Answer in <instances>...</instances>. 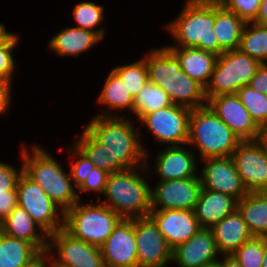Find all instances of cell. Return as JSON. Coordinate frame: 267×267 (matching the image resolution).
<instances>
[{
  "instance_id": "obj_38",
  "label": "cell",
  "mask_w": 267,
  "mask_h": 267,
  "mask_svg": "<svg viewBox=\"0 0 267 267\" xmlns=\"http://www.w3.org/2000/svg\"><path fill=\"white\" fill-rule=\"evenodd\" d=\"M108 177V172L94 167L87 175L84 183L77 189L79 201H81V193L89 194L91 191L98 196L96 201H99L102 198L101 195L104 194Z\"/></svg>"
},
{
  "instance_id": "obj_49",
  "label": "cell",
  "mask_w": 267,
  "mask_h": 267,
  "mask_svg": "<svg viewBox=\"0 0 267 267\" xmlns=\"http://www.w3.org/2000/svg\"><path fill=\"white\" fill-rule=\"evenodd\" d=\"M262 267H267V238L264 237V254H263Z\"/></svg>"
},
{
  "instance_id": "obj_47",
  "label": "cell",
  "mask_w": 267,
  "mask_h": 267,
  "mask_svg": "<svg viewBox=\"0 0 267 267\" xmlns=\"http://www.w3.org/2000/svg\"><path fill=\"white\" fill-rule=\"evenodd\" d=\"M4 24L0 23V43L10 34Z\"/></svg>"
},
{
  "instance_id": "obj_25",
  "label": "cell",
  "mask_w": 267,
  "mask_h": 267,
  "mask_svg": "<svg viewBox=\"0 0 267 267\" xmlns=\"http://www.w3.org/2000/svg\"><path fill=\"white\" fill-rule=\"evenodd\" d=\"M180 61L181 70L204 88L209 84L217 55L196 47H167Z\"/></svg>"
},
{
  "instance_id": "obj_13",
  "label": "cell",
  "mask_w": 267,
  "mask_h": 267,
  "mask_svg": "<svg viewBox=\"0 0 267 267\" xmlns=\"http://www.w3.org/2000/svg\"><path fill=\"white\" fill-rule=\"evenodd\" d=\"M138 267H168L172 249L148 217L133 218Z\"/></svg>"
},
{
  "instance_id": "obj_35",
  "label": "cell",
  "mask_w": 267,
  "mask_h": 267,
  "mask_svg": "<svg viewBox=\"0 0 267 267\" xmlns=\"http://www.w3.org/2000/svg\"><path fill=\"white\" fill-rule=\"evenodd\" d=\"M20 40V35L17 32H11L0 43V78L13 82L16 70V59H14L13 52Z\"/></svg>"
},
{
  "instance_id": "obj_44",
  "label": "cell",
  "mask_w": 267,
  "mask_h": 267,
  "mask_svg": "<svg viewBox=\"0 0 267 267\" xmlns=\"http://www.w3.org/2000/svg\"><path fill=\"white\" fill-rule=\"evenodd\" d=\"M24 267H52V260L47 251L41 252Z\"/></svg>"
},
{
  "instance_id": "obj_22",
  "label": "cell",
  "mask_w": 267,
  "mask_h": 267,
  "mask_svg": "<svg viewBox=\"0 0 267 267\" xmlns=\"http://www.w3.org/2000/svg\"><path fill=\"white\" fill-rule=\"evenodd\" d=\"M96 101L101 107L106 108L104 111L101 109V113L99 112L94 116L126 117V115L130 113L133 114L134 98L127 90L120 77L112 69L106 76ZM119 111L120 113L121 111L126 113L128 111V113L122 112V114H120Z\"/></svg>"
},
{
  "instance_id": "obj_7",
  "label": "cell",
  "mask_w": 267,
  "mask_h": 267,
  "mask_svg": "<svg viewBox=\"0 0 267 267\" xmlns=\"http://www.w3.org/2000/svg\"><path fill=\"white\" fill-rule=\"evenodd\" d=\"M91 202L84 204L81 200L67 209L64 229L73 237L100 248L123 218L107 205Z\"/></svg>"
},
{
  "instance_id": "obj_18",
  "label": "cell",
  "mask_w": 267,
  "mask_h": 267,
  "mask_svg": "<svg viewBox=\"0 0 267 267\" xmlns=\"http://www.w3.org/2000/svg\"><path fill=\"white\" fill-rule=\"evenodd\" d=\"M100 250L105 267H138L133 218H123Z\"/></svg>"
},
{
  "instance_id": "obj_16",
  "label": "cell",
  "mask_w": 267,
  "mask_h": 267,
  "mask_svg": "<svg viewBox=\"0 0 267 267\" xmlns=\"http://www.w3.org/2000/svg\"><path fill=\"white\" fill-rule=\"evenodd\" d=\"M194 153L188 144L164 146L161 151L158 150L152 169L148 161L145 165L150 175L155 173L160 181L198 177L199 158Z\"/></svg>"
},
{
  "instance_id": "obj_21",
  "label": "cell",
  "mask_w": 267,
  "mask_h": 267,
  "mask_svg": "<svg viewBox=\"0 0 267 267\" xmlns=\"http://www.w3.org/2000/svg\"><path fill=\"white\" fill-rule=\"evenodd\" d=\"M102 40L93 31L67 25L49 39L47 47L60 57H77L95 48Z\"/></svg>"
},
{
  "instance_id": "obj_26",
  "label": "cell",
  "mask_w": 267,
  "mask_h": 267,
  "mask_svg": "<svg viewBox=\"0 0 267 267\" xmlns=\"http://www.w3.org/2000/svg\"><path fill=\"white\" fill-rule=\"evenodd\" d=\"M211 229L221 255H231L242 244L253 237L237 209L215 224Z\"/></svg>"
},
{
  "instance_id": "obj_46",
  "label": "cell",
  "mask_w": 267,
  "mask_h": 267,
  "mask_svg": "<svg viewBox=\"0 0 267 267\" xmlns=\"http://www.w3.org/2000/svg\"><path fill=\"white\" fill-rule=\"evenodd\" d=\"M219 260L223 263V267H243L232 255H222Z\"/></svg>"
},
{
  "instance_id": "obj_6",
  "label": "cell",
  "mask_w": 267,
  "mask_h": 267,
  "mask_svg": "<svg viewBox=\"0 0 267 267\" xmlns=\"http://www.w3.org/2000/svg\"><path fill=\"white\" fill-rule=\"evenodd\" d=\"M241 141L208 105L191 110L188 145L199 161L230 157Z\"/></svg>"
},
{
  "instance_id": "obj_14",
  "label": "cell",
  "mask_w": 267,
  "mask_h": 267,
  "mask_svg": "<svg viewBox=\"0 0 267 267\" xmlns=\"http://www.w3.org/2000/svg\"><path fill=\"white\" fill-rule=\"evenodd\" d=\"M151 187V209L194 210L202 189L200 177L160 181Z\"/></svg>"
},
{
  "instance_id": "obj_4",
  "label": "cell",
  "mask_w": 267,
  "mask_h": 267,
  "mask_svg": "<svg viewBox=\"0 0 267 267\" xmlns=\"http://www.w3.org/2000/svg\"><path fill=\"white\" fill-rule=\"evenodd\" d=\"M20 146L19 159H22L23 172L37 183L51 200L64 211L79 201L70 171L67 173L56 157L35 143L31 147L26 143Z\"/></svg>"
},
{
  "instance_id": "obj_20",
  "label": "cell",
  "mask_w": 267,
  "mask_h": 267,
  "mask_svg": "<svg viewBox=\"0 0 267 267\" xmlns=\"http://www.w3.org/2000/svg\"><path fill=\"white\" fill-rule=\"evenodd\" d=\"M221 253L216 246L211 228H200L186 243L172 251V263L177 267H203L219 260Z\"/></svg>"
},
{
  "instance_id": "obj_1",
  "label": "cell",
  "mask_w": 267,
  "mask_h": 267,
  "mask_svg": "<svg viewBox=\"0 0 267 267\" xmlns=\"http://www.w3.org/2000/svg\"><path fill=\"white\" fill-rule=\"evenodd\" d=\"M135 124L130 115L93 116L73 143L95 167L108 173L139 167L150 161L151 155L141 141L142 131Z\"/></svg>"
},
{
  "instance_id": "obj_42",
  "label": "cell",
  "mask_w": 267,
  "mask_h": 267,
  "mask_svg": "<svg viewBox=\"0 0 267 267\" xmlns=\"http://www.w3.org/2000/svg\"><path fill=\"white\" fill-rule=\"evenodd\" d=\"M248 85L255 91L267 95V63L257 68Z\"/></svg>"
},
{
  "instance_id": "obj_39",
  "label": "cell",
  "mask_w": 267,
  "mask_h": 267,
  "mask_svg": "<svg viewBox=\"0 0 267 267\" xmlns=\"http://www.w3.org/2000/svg\"><path fill=\"white\" fill-rule=\"evenodd\" d=\"M262 0H219L227 10L234 12L245 23L254 22L257 18Z\"/></svg>"
},
{
  "instance_id": "obj_10",
  "label": "cell",
  "mask_w": 267,
  "mask_h": 267,
  "mask_svg": "<svg viewBox=\"0 0 267 267\" xmlns=\"http://www.w3.org/2000/svg\"><path fill=\"white\" fill-rule=\"evenodd\" d=\"M191 109L172 104L144 115L140 126H146L154 142L164 146L188 144Z\"/></svg>"
},
{
  "instance_id": "obj_24",
  "label": "cell",
  "mask_w": 267,
  "mask_h": 267,
  "mask_svg": "<svg viewBox=\"0 0 267 267\" xmlns=\"http://www.w3.org/2000/svg\"><path fill=\"white\" fill-rule=\"evenodd\" d=\"M0 231L10 237L32 243L40 252L47 251L48 235L19 205L2 221Z\"/></svg>"
},
{
  "instance_id": "obj_3",
  "label": "cell",
  "mask_w": 267,
  "mask_h": 267,
  "mask_svg": "<svg viewBox=\"0 0 267 267\" xmlns=\"http://www.w3.org/2000/svg\"><path fill=\"white\" fill-rule=\"evenodd\" d=\"M215 1L185 0L182 10L164 28L175 41L166 47H196L220 55L214 32Z\"/></svg>"
},
{
  "instance_id": "obj_23",
  "label": "cell",
  "mask_w": 267,
  "mask_h": 267,
  "mask_svg": "<svg viewBox=\"0 0 267 267\" xmlns=\"http://www.w3.org/2000/svg\"><path fill=\"white\" fill-rule=\"evenodd\" d=\"M237 209V200L222 192L201 189L194 208L201 228H212Z\"/></svg>"
},
{
  "instance_id": "obj_51",
  "label": "cell",
  "mask_w": 267,
  "mask_h": 267,
  "mask_svg": "<svg viewBox=\"0 0 267 267\" xmlns=\"http://www.w3.org/2000/svg\"><path fill=\"white\" fill-rule=\"evenodd\" d=\"M203 1H219V0H203Z\"/></svg>"
},
{
  "instance_id": "obj_8",
  "label": "cell",
  "mask_w": 267,
  "mask_h": 267,
  "mask_svg": "<svg viewBox=\"0 0 267 267\" xmlns=\"http://www.w3.org/2000/svg\"><path fill=\"white\" fill-rule=\"evenodd\" d=\"M260 65L258 60L239 49L221 53L205 88L206 99L220 94H235L249 84Z\"/></svg>"
},
{
  "instance_id": "obj_32",
  "label": "cell",
  "mask_w": 267,
  "mask_h": 267,
  "mask_svg": "<svg viewBox=\"0 0 267 267\" xmlns=\"http://www.w3.org/2000/svg\"><path fill=\"white\" fill-rule=\"evenodd\" d=\"M75 27L90 30L97 33L103 40L106 34V27H101L105 21L104 5L93 1H81L76 4L72 11ZM99 26V28H98Z\"/></svg>"
},
{
  "instance_id": "obj_27",
  "label": "cell",
  "mask_w": 267,
  "mask_h": 267,
  "mask_svg": "<svg viewBox=\"0 0 267 267\" xmlns=\"http://www.w3.org/2000/svg\"><path fill=\"white\" fill-rule=\"evenodd\" d=\"M237 210L252 236L264 237L267 234V192H249L237 201Z\"/></svg>"
},
{
  "instance_id": "obj_19",
  "label": "cell",
  "mask_w": 267,
  "mask_h": 267,
  "mask_svg": "<svg viewBox=\"0 0 267 267\" xmlns=\"http://www.w3.org/2000/svg\"><path fill=\"white\" fill-rule=\"evenodd\" d=\"M149 217L172 250L186 243L201 228L193 210H151Z\"/></svg>"
},
{
  "instance_id": "obj_2",
  "label": "cell",
  "mask_w": 267,
  "mask_h": 267,
  "mask_svg": "<svg viewBox=\"0 0 267 267\" xmlns=\"http://www.w3.org/2000/svg\"><path fill=\"white\" fill-rule=\"evenodd\" d=\"M149 81L161 87L173 104L189 109L207 105L205 88L181 70L180 61L166 47L145 54Z\"/></svg>"
},
{
  "instance_id": "obj_28",
  "label": "cell",
  "mask_w": 267,
  "mask_h": 267,
  "mask_svg": "<svg viewBox=\"0 0 267 267\" xmlns=\"http://www.w3.org/2000/svg\"><path fill=\"white\" fill-rule=\"evenodd\" d=\"M244 25L245 22L234 12L215 1L214 32L224 52L238 49Z\"/></svg>"
},
{
  "instance_id": "obj_36",
  "label": "cell",
  "mask_w": 267,
  "mask_h": 267,
  "mask_svg": "<svg viewBox=\"0 0 267 267\" xmlns=\"http://www.w3.org/2000/svg\"><path fill=\"white\" fill-rule=\"evenodd\" d=\"M264 237H255L242 244L234 253V256L243 267H262L264 259Z\"/></svg>"
},
{
  "instance_id": "obj_5",
  "label": "cell",
  "mask_w": 267,
  "mask_h": 267,
  "mask_svg": "<svg viewBox=\"0 0 267 267\" xmlns=\"http://www.w3.org/2000/svg\"><path fill=\"white\" fill-rule=\"evenodd\" d=\"M149 176L146 165L109 173L105 198L99 202L124 219L148 217L153 187L147 180Z\"/></svg>"
},
{
  "instance_id": "obj_9",
  "label": "cell",
  "mask_w": 267,
  "mask_h": 267,
  "mask_svg": "<svg viewBox=\"0 0 267 267\" xmlns=\"http://www.w3.org/2000/svg\"><path fill=\"white\" fill-rule=\"evenodd\" d=\"M16 191L18 205L48 236L64 228L65 211L24 172L19 177Z\"/></svg>"
},
{
  "instance_id": "obj_40",
  "label": "cell",
  "mask_w": 267,
  "mask_h": 267,
  "mask_svg": "<svg viewBox=\"0 0 267 267\" xmlns=\"http://www.w3.org/2000/svg\"><path fill=\"white\" fill-rule=\"evenodd\" d=\"M20 161L19 169L13 164L0 161V193L17 192V182L23 173L22 159Z\"/></svg>"
},
{
  "instance_id": "obj_17",
  "label": "cell",
  "mask_w": 267,
  "mask_h": 267,
  "mask_svg": "<svg viewBox=\"0 0 267 267\" xmlns=\"http://www.w3.org/2000/svg\"><path fill=\"white\" fill-rule=\"evenodd\" d=\"M210 109L242 140H259L261 128L236 94H220L207 100Z\"/></svg>"
},
{
  "instance_id": "obj_12",
  "label": "cell",
  "mask_w": 267,
  "mask_h": 267,
  "mask_svg": "<svg viewBox=\"0 0 267 267\" xmlns=\"http://www.w3.org/2000/svg\"><path fill=\"white\" fill-rule=\"evenodd\" d=\"M231 157L248 192H267V149L260 139L241 141Z\"/></svg>"
},
{
  "instance_id": "obj_37",
  "label": "cell",
  "mask_w": 267,
  "mask_h": 267,
  "mask_svg": "<svg viewBox=\"0 0 267 267\" xmlns=\"http://www.w3.org/2000/svg\"><path fill=\"white\" fill-rule=\"evenodd\" d=\"M66 150L68 155L70 153L68 161L70 158L72 160L69 166L72 182L74 187L78 189L95 165L73 142L70 143V146Z\"/></svg>"
},
{
  "instance_id": "obj_31",
  "label": "cell",
  "mask_w": 267,
  "mask_h": 267,
  "mask_svg": "<svg viewBox=\"0 0 267 267\" xmlns=\"http://www.w3.org/2000/svg\"><path fill=\"white\" fill-rule=\"evenodd\" d=\"M238 49L261 64L267 63V26L256 22L245 23Z\"/></svg>"
},
{
  "instance_id": "obj_30",
  "label": "cell",
  "mask_w": 267,
  "mask_h": 267,
  "mask_svg": "<svg viewBox=\"0 0 267 267\" xmlns=\"http://www.w3.org/2000/svg\"><path fill=\"white\" fill-rule=\"evenodd\" d=\"M172 104L168 94L161 87L148 80L134 98L133 115L131 117L135 116L137 122L144 115L166 108Z\"/></svg>"
},
{
  "instance_id": "obj_43",
  "label": "cell",
  "mask_w": 267,
  "mask_h": 267,
  "mask_svg": "<svg viewBox=\"0 0 267 267\" xmlns=\"http://www.w3.org/2000/svg\"><path fill=\"white\" fill-rule=\"evenodd\" d=\"M17 205V192L0 193V220L3 221Z\"/></svg>"
},
{
  "instance_id": "obj_15",
  "label": "cell",
  "mask_w": 267,
  "mask_h": 267,
  "mask_svg": "<svg viewBox=\"0 0 267 267\" xmlns=\"http://www.w3.org/2000/svg\"><path fill=\"white\" fill-rule=\"evenodd\" d=\"M200 164H203L202 170L199 169L203 189L225 193L237 201L249 193L231 156L206 158Z\"/></svg>"
},
{
  "instance_id": "obj_45",
  "label": "cell",
  "mask_w": 267,
  "mask_h": 267,
  "mask_svg": "<svg viewBox=\"0 0 267 267\" xmlns=\"http://www.w3.org/2000/svg\"><path fill=\"white\" fill-rule=\"evenodd\" d=\"M254 22L267 26V0L261 1L257 18Z\"/></svg>"
},
{
  "instance_id": "obj_11",
  "label": "cell",
  "mask_w": 267,
  "mask_h": 267,
  "mask_svg": "<svg viewBox=\"0 0 267 267\" xmlns=\"http://www.w3.org/2000/svg\"><path fill=\"white\" fill-rule=\"evenodd\" d=\"M52 267H105L99 247L73 237L64 228L48 236Z\"/></svg>"
},
{
  "instance_id": "obj_33",
  "label": "cell",
  "mask_w": 267,
  "mask_h": 267,
  "mask_svg": "<svg viewBox=\"0 0 267 267\" xmlns=\"http://www.w3.org/2000/svg\"><path fill=\"white\" fill-rule=\"evenodd\" d=\"M112 70L120 77L133 98L138 95L145 83L149 80L145 55L135 62L116 65Z\"/></svg>"
},
{
  "instance_id": "obj_34",
  "label": "cell",
  "mask_w": 267,
  "mask_h": 267,
  "mask_svg": "<svg viewBox=\"0 0 267 267\" xmlns=\"http://www.w3.org/2000/svg\"><path fill=\"white\" fill-rule=\"evenodd\" d=\"M235 94L262 129L267 124V95L255 91L249 85L243 86Z\"/></svg>"
},
{
  "instance_id": "obj_41",
  "label": "cell",
  "mask_w": 267,
  "mask_h": 267,
  "mask_svg": "<svg viewBox=\"0 0 267 267\" xmlns=\"http://www.w3.org/2000/svg\"><path fill=\"white\" fill-rule=\"evenodd\" d=\"M12 83L11 81L0 78V116L9 112L13 98Z\"/></svg>"
},
{
  "instance_id": "obj_29",
  "label": "cell",
  "mask_w": 267,
  "mask_h": 267,
  "mask_svg": "<svg viewBox=\"0 0 267 267\" xmlns=\"http://www.w3.org/2000/svg\"><path fill=\"white\" fill-rule=\"evenodd\" d=\"M40 253L32 243L0 231V267H24Z\"/></svg>"
},
{
  "instance_id": "obj_50",
  "label": "cell",
  "mask_w": 267,
  "mask_h": 267,
  "mask_svg": "<svg viewBox=\"0 0 267 267\" xmlns=\"http://www.w3.org/2000/svg\"><path fill=\"white\" fill-rule=\"evenodd\" d=\"M203 267H223V263L220 260H217L213 263L207 264Z\"/></svg>"
},
{
  "instance_id": "obj_48",
  "label": "cell",
  "mask_w": 267,
  "mask_h": 267,
  "mask_svg": "<svg viewBox=\"0 0 267 267\" xmlns=\"http://www.w3.org/2000/svg\"><path fill=\"white\" fill-rule=\"evenodd\" d=\"M260 140L264 143V146L267 149V124L261 129Z\"/></svg>"
}]
</instances>
